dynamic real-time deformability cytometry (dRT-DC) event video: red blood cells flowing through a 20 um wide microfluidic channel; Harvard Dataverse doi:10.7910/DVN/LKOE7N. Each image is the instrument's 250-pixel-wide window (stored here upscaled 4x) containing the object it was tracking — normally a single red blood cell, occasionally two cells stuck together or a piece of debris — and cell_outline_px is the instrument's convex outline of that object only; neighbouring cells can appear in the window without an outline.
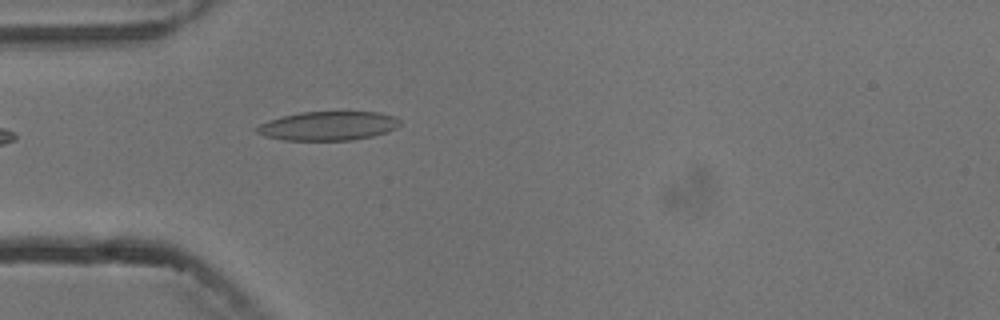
{"species": "common noctule bat (a hibernating species)", "species_latin": "Nyctalus noctula", "temperature_condition": "cold", "stored_images_in_passage": 5, "camera_frame_rate_fps": 3000, "um_per_image_px": 0.085, "animal": {"sex": "male", "body_mass_g": 13.3}, "frame": {"image": 1, "passage_image": 5, "time_ms": 4.333, "image_size_px": [1000, 320], "cell_outline_px": [[400, 124], [396, 128], [388, 132], [372, 136], [352, 140], [284, 140], [264, 136], [256, 132], [252, 128], [268, 120], [280, 116], [300, 112], [380, 112], [392, 116], [400, 120]], "centroid_in_image_um": [27.85, 10.7], "position_along_channel_um": 57.2, "area_um2": 24.33}}